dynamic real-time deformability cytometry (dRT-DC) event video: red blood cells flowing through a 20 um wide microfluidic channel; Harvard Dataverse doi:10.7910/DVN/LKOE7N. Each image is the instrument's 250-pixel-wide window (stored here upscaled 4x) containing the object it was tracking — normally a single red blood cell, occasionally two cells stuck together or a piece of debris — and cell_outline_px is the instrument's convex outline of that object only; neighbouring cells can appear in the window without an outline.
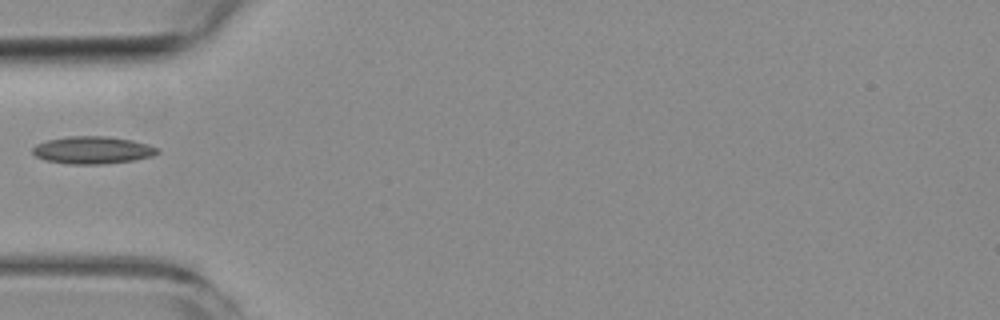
{"species": "common noctule bat (a hibernating species)", "species_latin": "Nyctalus noctula", "temperature_condition": "room temperature", "stored_images_in_passage": 2, "camera_frame_rate_fps": 3000, "um_per_image_px": 0.085, "animal": {"sex": "female", "body_mass_g": 19.3, "forearm_length_mm": 54.1}, "frame": {"image": 1, "passage_image": 2, "time_ms": 1.333, "image_size_px": [1000, 320], "cell_outline_px": [[160, 152], [152, 156], [132, 160], [100, 164], [68, 164], [44, 160], [36, 156], [32, 152], [32, 148], [36, 144], [48, 140], [68, 136], [104, 136], [132, 140], [148, 144], [160, 148]], "centroid_in_image_um": [7.87, 12.75], "position_along_channel_um": 77.1, "area_um2": 19.94}}